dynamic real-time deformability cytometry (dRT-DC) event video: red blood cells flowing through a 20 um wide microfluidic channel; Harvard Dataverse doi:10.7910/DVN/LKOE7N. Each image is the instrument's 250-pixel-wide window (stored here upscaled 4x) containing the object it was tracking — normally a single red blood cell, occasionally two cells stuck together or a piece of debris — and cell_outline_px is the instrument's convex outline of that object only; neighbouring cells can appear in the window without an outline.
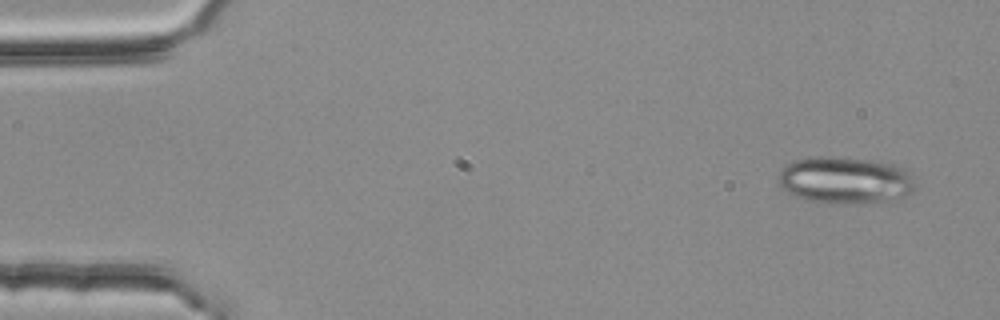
{"species": "common noctule bat (a hibernating species)", "species_latin": "Nyctalus noctula", "temperature_condition": "room temperature", "stored_images_in_passage": 3, "camera_frame_rate_fps": 3000, "um_per_image_px": 0.085, "animal": {"sex": "female", "body_mass_g": 25.1}, "frame": {"image": 1, "passage_image": 1, "time_ms": 0.0, "image_size_px": [1000, 320], "cell_outline_px": [[912, 192], [896, 200], [812, 200], [796, 196], [784, 192], [776, 184], [776, 176], [780, 168], [784, 164], [796, 160], [812, 156], [828, 156], [880, 160], [896, 164], [904, 168], [912, 176]], "centroid_in_image_um": [71.75, 15.23], "position_along_channel_um": 13.3, "area_um2": 36.88}}